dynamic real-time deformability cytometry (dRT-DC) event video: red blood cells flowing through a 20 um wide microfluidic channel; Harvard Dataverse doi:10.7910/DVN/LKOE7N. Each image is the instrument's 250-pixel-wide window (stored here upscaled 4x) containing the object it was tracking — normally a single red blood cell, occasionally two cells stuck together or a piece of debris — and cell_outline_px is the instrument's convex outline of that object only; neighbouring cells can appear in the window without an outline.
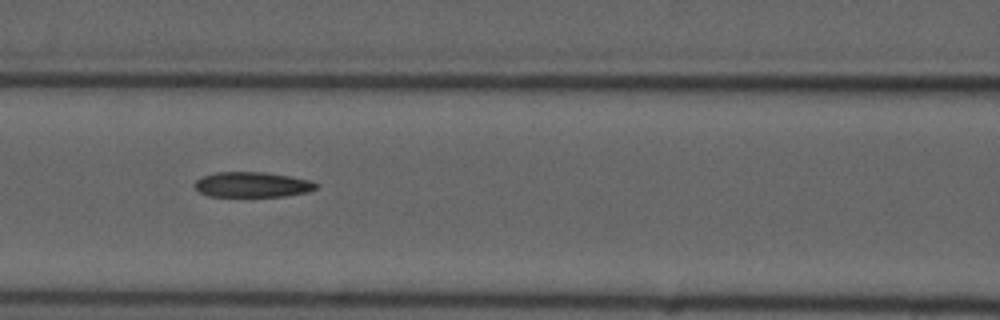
{"species": "common noctule bat (a hibernating species)", "species_latin": "Nyctalus noctula", "temperature_condition": "cold", "stored_images_in_passage": 9, "camera_frame_rate_fps": 3000, "um_per_image_px": 0.085, "animal": {"sex": "male", "forearm_length_mm": 52.5}, "frame": {"image": 1, "passage_image": 6, "time_ms": 6.0, "image_size_px": [1000, 320], "cell_outline_px": [[320, 184], [316, 188], [308, 192], [284, 196], [208, 196], [200, 192], [192, 184], [200, 176], [216, 172], [264, 172], [312, 180]], "centroid_in_image_um": [21.43, 15.68], "position_along_channel_um": 145.2, "area_um2": 17.98}}
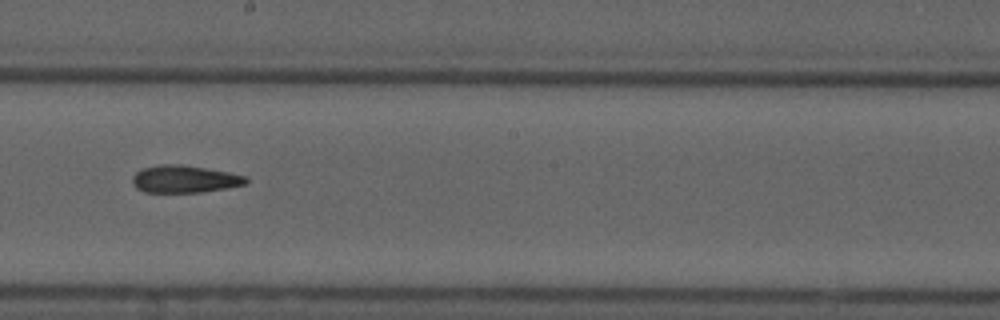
{"frame": {"image": 2, "passage_image": 8, "time_ms": 8.333, "image_size_px": [1000, 320], "cell_outline_px": [[248, 184], [200, 192], [144, 192], [136, 188], [132, 184], [132, 176], [136, 172], [144, 168], [160, 164], [180, 164], [228, 172], [248, 176]], "centroid_in_image_um": [15.68, 15.22], "position_along_channel_um": 232.5, "area_um2": 18.09}}
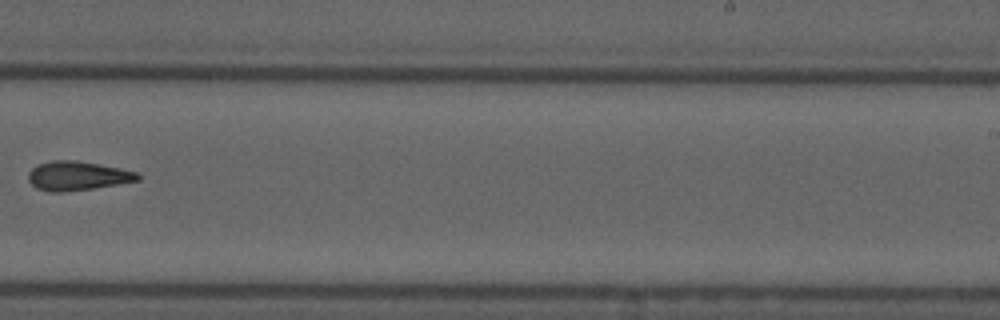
{"frame": {"image": 3, "passage_image": 9, "time_ms": 9.667, "image_size_px": [1000, 320], "cell_outline_px": [[140, 180], [92, 188], [64, 192], [48, 192], [36, 188], [28, 180], [28, 172], [36, 164], [52, 160], [76, 160], [120, 168], [136, 172], [140, 176]], "centroid_in_image_um": [6.53, 14.94], "position_along_channel_um": 282.5, "area_um2": 18.55}}